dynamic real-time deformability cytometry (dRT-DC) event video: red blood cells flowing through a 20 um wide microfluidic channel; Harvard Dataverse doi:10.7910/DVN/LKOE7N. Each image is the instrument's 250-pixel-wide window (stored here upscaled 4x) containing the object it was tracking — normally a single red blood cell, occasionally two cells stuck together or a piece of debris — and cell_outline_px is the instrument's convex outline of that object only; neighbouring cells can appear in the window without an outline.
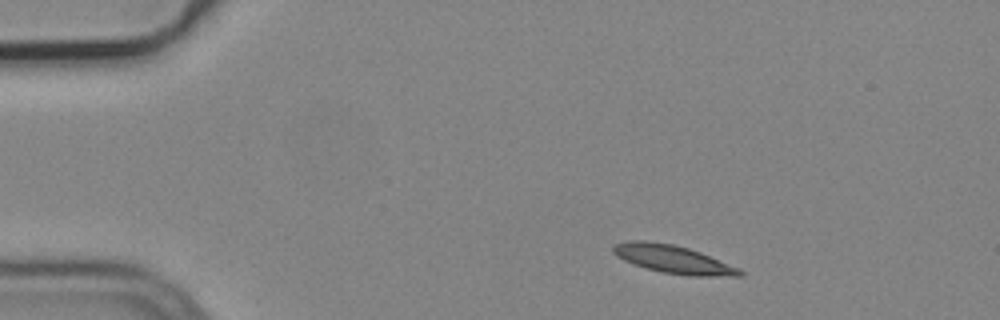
{"species": "common noctule bat (a hibernating species)", "species_latin": "Nyctalus noctula", "temperature_condition": "cold", "stored_images_in_passage": 3, "camera_frame_rate_fps": 3000, "um_per_image_px": 0.085, "animal": {"sex": "male", "body_mass_g": 19.2, "forearm_length_mm": 51.8}, "frame": {"image": 1, "passage_image": 1, "time_ms": 0.0, "image_size_px": [1000, 320], "cell_outline_px": [[744, 276], [688, 276], [664, 272], [648, 268], [624, 260], [616, 256], [612, 252], [612, 244], [628, 240], [644, 240], [672, 244], [688, 248], [700, 252], [740, 268], [744, 272]], "centroid_in_image_um": [57.22, 22.03], "position_along_channel_um": 27.8, "area_um2": 20.69}}
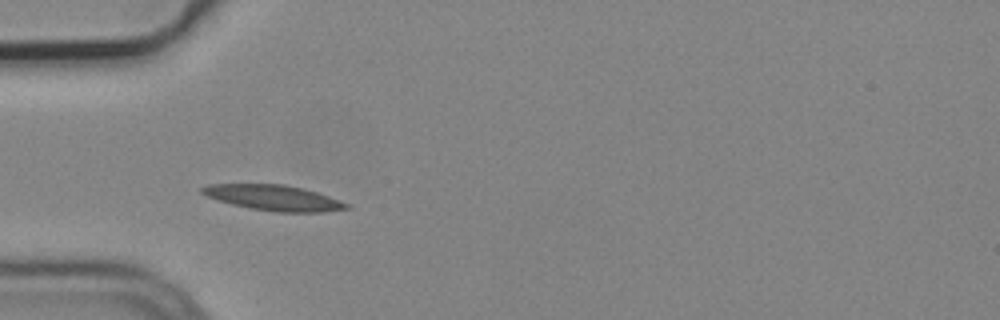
{"frame": {"image": 2, "passage_image": 3, "time_ms": 0.667, "image_size_px": [1000, 320], "cell_outline_px": [[352, 208], [324, 212], [276, 212], [252, 208], [232, 204], [208, 196], [200, 192], [200, 188], [208, 184], [284, 184], [316, 192], [328, 196], [348, 204]], "centroid_in_image_um": [23.27, 16.81], "position_along_channel_um": 61.7, "area_um2": 21.15}}